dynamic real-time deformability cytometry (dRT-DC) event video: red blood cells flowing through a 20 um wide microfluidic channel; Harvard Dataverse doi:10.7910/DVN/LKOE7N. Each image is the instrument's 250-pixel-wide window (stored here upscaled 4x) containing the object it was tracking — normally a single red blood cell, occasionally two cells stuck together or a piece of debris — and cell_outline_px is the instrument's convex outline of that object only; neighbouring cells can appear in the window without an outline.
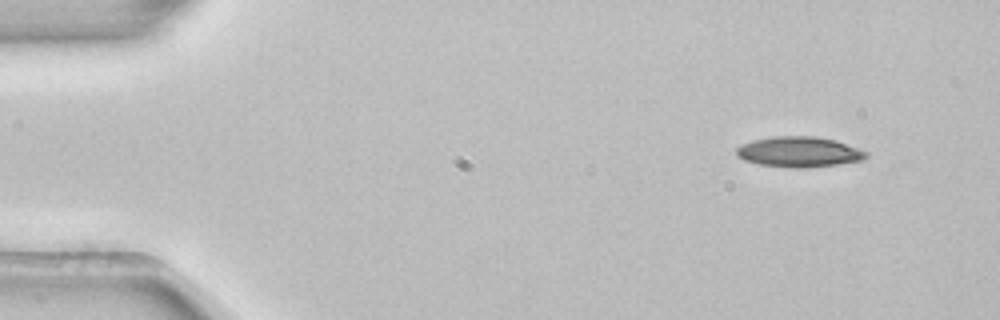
{"species": "common noctule bat (a hibernating species)", "species_latin": "Nyctalus noctula", "temperature_condition": "room temperature", "stored_images_in_passage": 4, "segment_of_instrument_passage": [1, 2], "camera_frame_rate_fps": 3000, "um_per_image_px": 0.085, "animal": {"sex": "female", "body_mass_g": 22.7, "forearm_length_mm": 54.2}, "frame": {"image": 1, "passage_image": 1, "time_ms": 0.0, "image_size_px": [1000, 320], "cell_outline_px": [[868, 156], [864, 160], [808, 168], [792, 168], [760, 164], [744, 160], [736, 156], [736, 148], [752, 140], [776, 136], [812, 136], [836, 140], [868, 152]], "centroid_in_image_um": [67.93, 12.91], "position_along_channel_um": 17.1, "area_um2": 22.95}}